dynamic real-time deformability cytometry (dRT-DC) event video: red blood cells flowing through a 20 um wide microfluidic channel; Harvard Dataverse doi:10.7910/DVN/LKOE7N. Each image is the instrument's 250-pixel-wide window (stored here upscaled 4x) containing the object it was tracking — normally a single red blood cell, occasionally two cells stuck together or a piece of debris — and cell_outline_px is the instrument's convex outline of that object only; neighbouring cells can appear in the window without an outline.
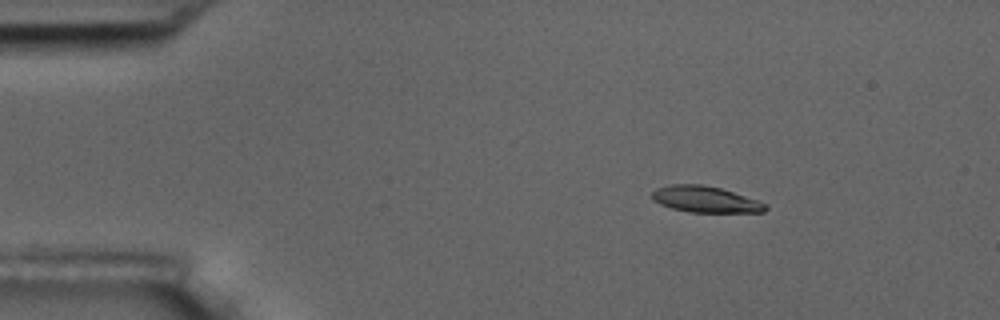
{"species": "common noctule bat (a hibernating species)", "species_latin": "Nyctalus noctula", "temperature_condition": "room temperature", "stored_images_in_passage": 7, "camera_frame_rate_fps": 3000, "um_per_image_px": 0.085, "animal": {"sex": "male", "body_mass_g": 17.5, "forearm_length_mm": 52.3}, "frame": {"image": 1, "passage_image": 1, "time_ms": 0.0, "image_size_px": [1000, 320], "cell_outline_px": [[768, 208], [764, 212], [688, 212], [672, 208], [660, 204], [652, 200], [652, 192], [656, 188], [672, 184], [700, 184], [720, 188], [768, 204]], "centroid_in_image_um": [59.93, 16.95], "position_along_channel_um": 25.1, "area_um2": 17.22}}
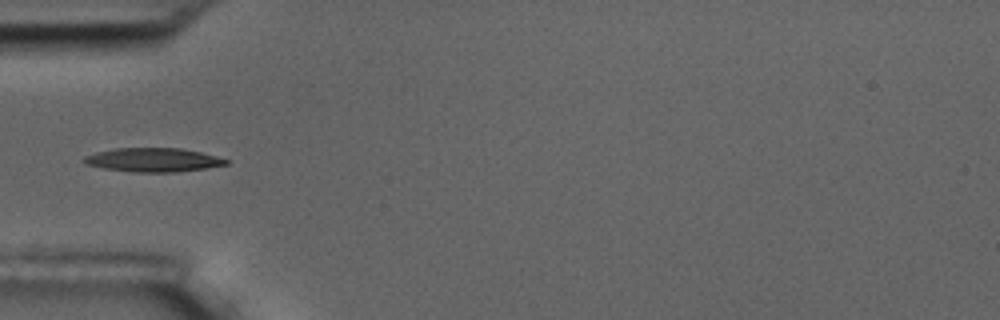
{"frame": {"image": 2, "passage_image": 4, "time_ms": 3.333, "image_size_px": [1000, 320], "cell_outline_px": [[228, 164], [204, 168], [176, 172], [136, 172], [104, 168], [84, 164], [84, 156], [96, 152], [116, 148], [180, 148], [200, 152], [216, 156], [228, 160]], "centroid_in_image_um": [13.0, 13.59], "position_along_channel_um": 72.0, "area_um2": 19.54}}
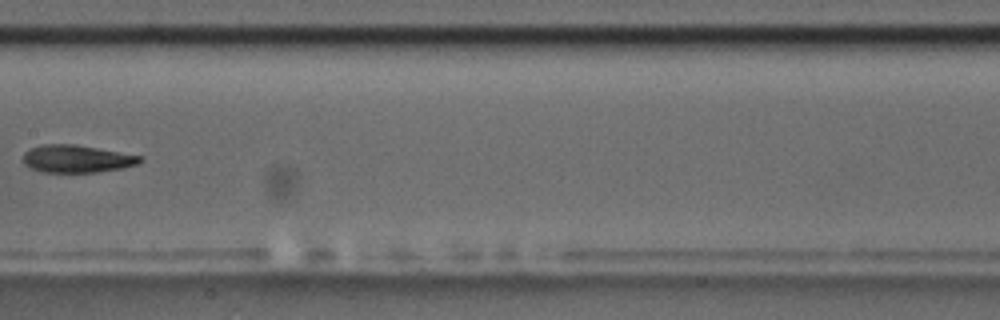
{"frame": {"image": 3, "passage_image": 7, "time_ms": 7.0, "image_size_px": [1000, 320], "cell_outline_px": [[144, 160], [136, 164], [120, 168], [96, 172], [44, 172], [32, 168], [24, 164], [24, 152], [28, 148], [44, 144], [72, 144], [144, 156]], "centroid_in_image_um": [6.52, 13.49], "position_along_channel_um": 200.9, "area_um2": 18.61}}